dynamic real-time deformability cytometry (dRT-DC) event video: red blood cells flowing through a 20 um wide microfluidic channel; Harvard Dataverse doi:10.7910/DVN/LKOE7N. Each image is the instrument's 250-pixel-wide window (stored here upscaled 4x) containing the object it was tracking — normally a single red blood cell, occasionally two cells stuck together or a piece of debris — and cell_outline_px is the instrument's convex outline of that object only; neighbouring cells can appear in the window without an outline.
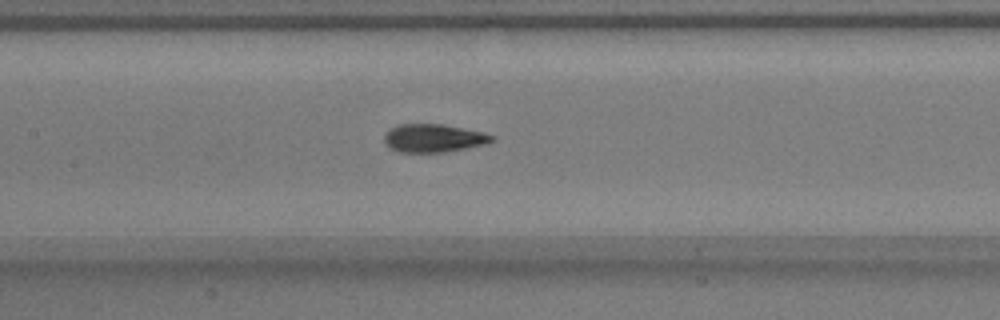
{"species": "common noctule bat (a hibernating species)", "species_latin": "Nyctalus noctula", "temperature_condition": "warm", "stored_images_in_passage": 33, "camera_frame_rate_fps": 3000, "um_per_image_px": 0.085, "animal": {"sex": "male", "body_mass_g": 17.9}, "frame": {"image": 1, "passage_image": 24, "time_ms": 7.667, "image_size_px": [1000, 320], "cell_outline_px": [[496, 140], [484, 144], [444, 152], [400, 152], [384, 144], [384, 136], [396, 124], [440, 124], [480, 132], [492, 136]], "centroid_in_image_um": [36.8, 11.74], "position_along_channel_um": 170.6, "area_um2": 17.22}}
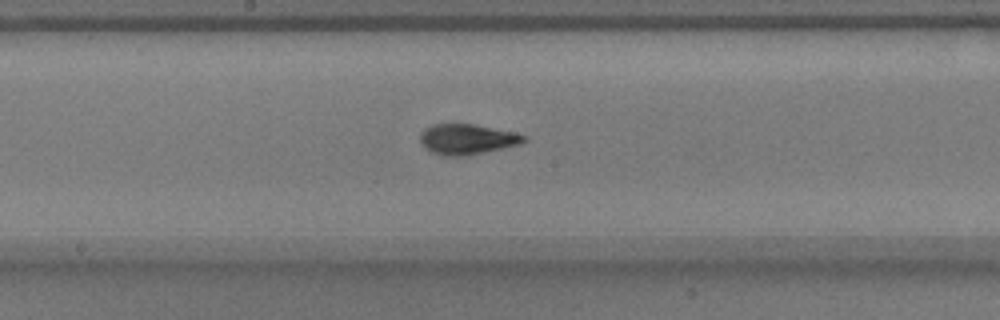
{"frame": {"image": 2, "passage_image": 27, "time_ms": 8.667, "image_size_px": [1000, 320], "cell_outline_px": [[528, 140], [520, 144], [504, 148], [464, 156], [448, 156], [432, 152], [420, 144], [420, 132], [424, 128], [432, 124], [472, 124], [516, 132], [528, 136]], "centroid_in_image_um": [39.72, 11.82], "position_along_channel_um": 208.5, "area_um2": 18.5}}
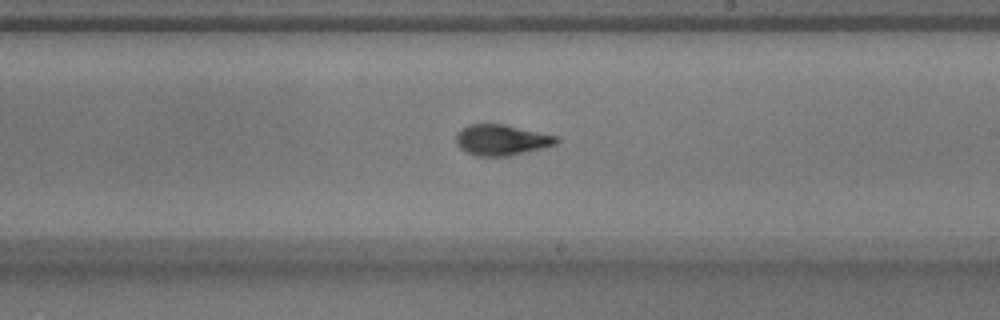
{"frame": {"image": 3, "passage_image": 30, "time_ms": 9.667, "image_size_px": [1000, 320], "cell_outline_px": [[560, 140], [556, 144], [508, 156], [476, 156], [460, 148], [456, 144], [456, 132], [468, 124], [504, 124], [560, 136]], "centroid_in_image_um": [42.63, 11.88], "position_along_channel_um": 246.4, "area_um2": 18.03}}